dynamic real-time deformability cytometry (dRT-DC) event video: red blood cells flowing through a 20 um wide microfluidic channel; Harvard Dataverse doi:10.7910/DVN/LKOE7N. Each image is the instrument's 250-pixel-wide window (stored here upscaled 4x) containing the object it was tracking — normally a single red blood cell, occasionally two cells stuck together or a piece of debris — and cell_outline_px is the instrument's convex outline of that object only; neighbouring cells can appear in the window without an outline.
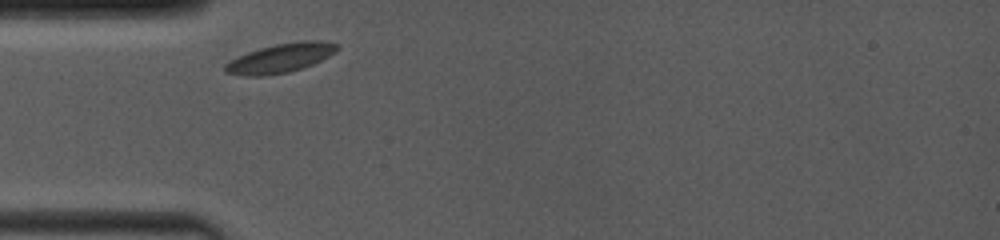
{"species": "common noctule bat (a hibernating species)", "species_latin": "Nyctalus noctula", "temperature_condition": "room temperature", "stored_images_in_passage": 3, "camera_frame_rate_fps": 4000, "um_per_image_px": 0.085, "animal": {"sex": "female", "body_mass_g": 19.0, "forearm_length_mm": 53.3}, "frame": {"image": 1, "passage_image": 1, "time_ms": 0.0, "image_size_px": [1000, 240], "cell_outline_px": [[340, 48], [336, 52], [312, 64], [288, 72], [260, 76], [244, 76], [224, 72], [224, 64], [248, 52], [260, 48], [276, 44], [304, 40], [320, 40], [340, 44]], "centroid_in_image_um": [23.87, 4.92], "position_along_channel_um": 61.1, "area_um2": 18.84}}